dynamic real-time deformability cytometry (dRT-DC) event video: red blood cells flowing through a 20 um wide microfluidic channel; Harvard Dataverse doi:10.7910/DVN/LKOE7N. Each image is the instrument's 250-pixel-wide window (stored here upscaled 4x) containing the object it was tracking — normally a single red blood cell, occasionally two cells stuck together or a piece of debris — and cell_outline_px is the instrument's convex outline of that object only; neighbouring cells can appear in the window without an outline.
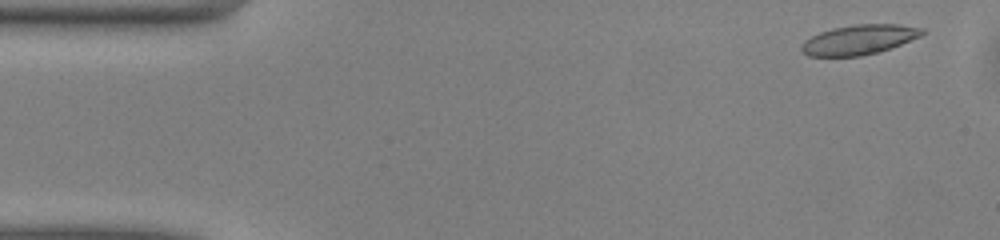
{"species": "common noctule bat (a hibernating species)", "species_latin": "Nyctalus noctula", "temperature_condition": "warm", "stored_images_in_passage": 38, "camera_frame_rate_fps": 3000, "um_per_image_px": 0.085, "animal": {"sex": "male", "body_mass_g": 13.0, "forearm_length_mm": 53.1}, "frame": {"image": 1, "passage_image": 1, "time_ms": 0.0, "image_size_px": [1000, 240], "cell_outline_px": [[924, 32], [920, 36], [892, 48], [860, 56], [808, 56], [800, 48], [804, 40], [820, 32], [832, 28], [856, 24], [900, 24], [924, 28]], "centroid_in_image_um": [73.03, 3.36], "position_along_channel_um": 12.0, "area_um2": 20.87}}
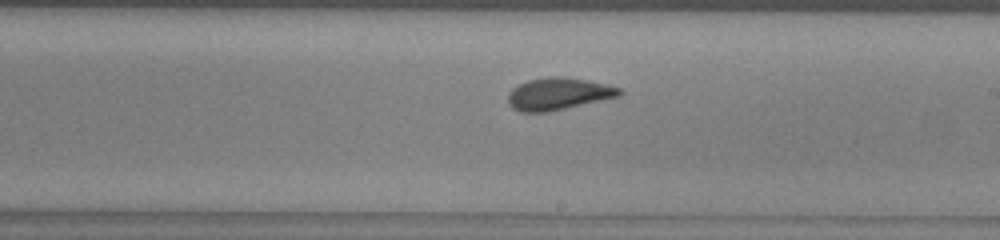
{"frame": {"image": 2, "passage_image": 26, "time_ms": 8.333, "image_size_px": [1000, 240], "cell_outline_px": [[624, 92], [620, 96], [564, 108], [544, 112], [520, 112], [512, 108], [508, 104], [508, 92], [512, 88], [528, 80], [552, 76], [564, 76], [588, 80], [608, 84], [620, 88]], "centroid_in_image_um": [47.46, 7.96], "position_along_channel_um": 241.5, "area_um2": 20.87}}
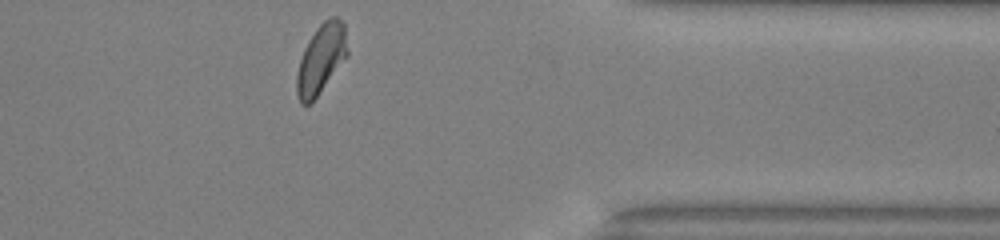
{"frame": {"image": 3, "passage_image": 38, "time_ms": 12.333, "image_size_px": [1000, 240], "cell_outline_px": [[348, 56], [316, 96], [308, 104], [300, 104], [296, 92], [296, 76], [300, 60], [304, 48], [308, 40], [316, 28], [324, 20], [332, 16], [336, 16], [344, 24], [348, 48]], "centroid_in_image_um": [27.29, 4.98], "position_along_channel_um": 384.1, "area_um2": 20.35}, "authors_computed_cell_mechanics": {"area_um2": 20.8947, "velocity_mm_per_s": 4.0672, "shape_relaxation_time_tau1_ms": 3.2356, "shape_relaxation_time_tau2_ms": 0.9166, "deformation_change_tau1": 0.1334, "deformation_change_tau2": 0.0826}}